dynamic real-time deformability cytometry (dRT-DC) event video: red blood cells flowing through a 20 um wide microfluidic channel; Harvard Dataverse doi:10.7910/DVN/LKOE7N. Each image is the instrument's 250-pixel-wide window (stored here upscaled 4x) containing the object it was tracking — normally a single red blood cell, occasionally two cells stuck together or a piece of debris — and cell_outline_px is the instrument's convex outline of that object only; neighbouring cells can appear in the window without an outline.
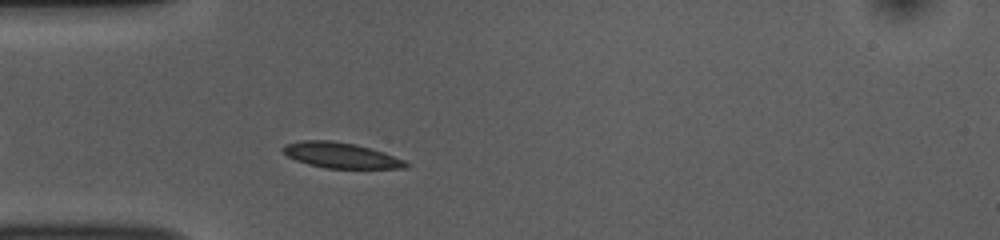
{"species": "common noctule bat (a hibernating species)", "species_latin": "Nyctalus noctula", "temperature_condition": "room temperature", "stored_images_in_passage": 43, "camera_frame_rate_fps": 3000, "um_per_image_px": 0.085, "animal": {"sex": "female", "body_mass_g": 10.0, "forearm_length_mm": 53.1}, "frame": {"image": 1, "passage_image": 5, "time_ms": 1.333, "image_size_px": [1000, 240], "cell_outline_px": [[408, 168], [324, 168], [308, 164], [296, 160], [288, 156], [280, 148], [284, 144], [300, 140], [332, 140], [356, 144], [384, 152], [404, 160], [408, 164]], "centroid_in_image_um": [28.94, 13.19], "position_along_channel_um": 56.1, "area_um2": 18.32}}
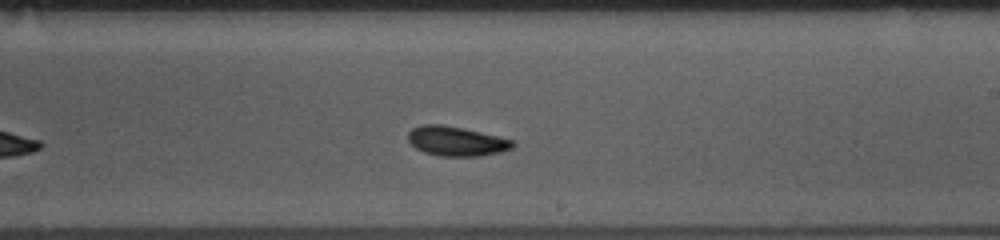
{"frame": {"image": 2, "passage_image": 21, "time_ms": 6.667, "image_size_px": [1000, 240], "cell_outline_px": [[516, 144], [512, 148], [500, 152], [480, 156], [440, 156], [424, 152], [416, 148], [408, 140], [408, 132], [412, 128], [424, 124], [444, 124], [480, 132], [512, 140]], "centroid_in_image_um": [38.77, 12.0], "position_along_channel_um": 250.2, "area_um2": 17.92}}
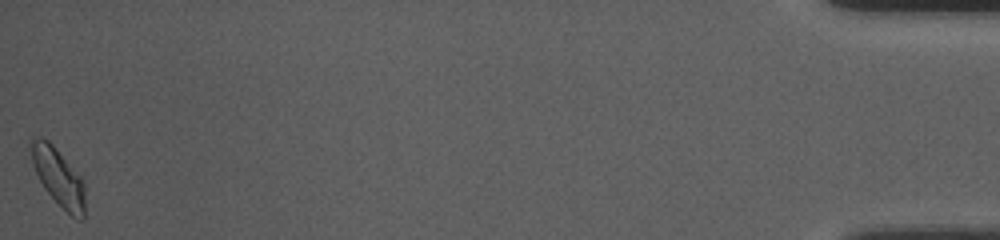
{"frame": {"image": 3, "passage_image": 43, "time_ms": 14.0, "image_size_px": [1000, 240], "cell_outline_px": [[84, 220], [76, 220], [44, 188], [32, 164], [28, 144], [28, 140], [32, 136], [40, 136], [48, 140], [56, 148], [80, 176], [84, 184]], "centroid_in_image_um": [4.91, 14.98], "position_along_channel_um": 430.3, "area_um2": 18.15}, "authors_computed_cell_mechanics": {"area_um2": 17.6868, "velocity_mm_per_s": 3.7384, "shape_relaxation_time_tau1_ms": 2.6095, "shape_relaxation_time_tau2_ms": 2.1011, "deformation_change_tau1": 0.1092, "deformation_change_tau2": 0.0558}}